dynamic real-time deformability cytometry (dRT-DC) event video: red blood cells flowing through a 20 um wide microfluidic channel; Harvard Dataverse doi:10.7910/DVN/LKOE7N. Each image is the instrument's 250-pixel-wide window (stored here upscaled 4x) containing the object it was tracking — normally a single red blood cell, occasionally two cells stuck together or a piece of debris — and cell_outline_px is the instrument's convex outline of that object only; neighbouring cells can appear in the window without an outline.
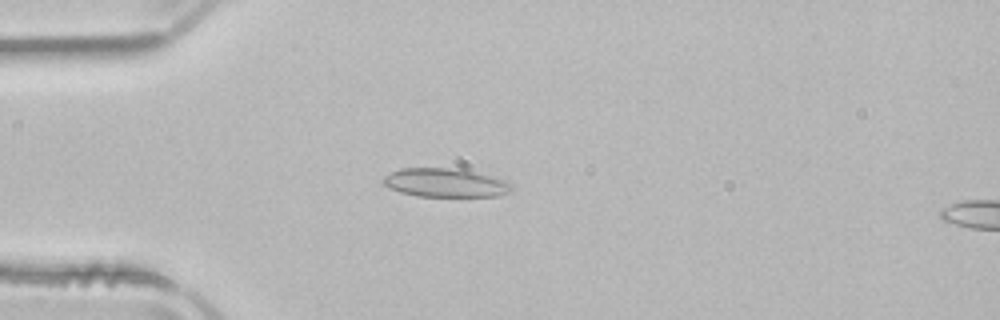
{"species": "common noctule bat (a hibernating species)", "species_latin": "Nyctalus noctula", "temperature_condition": "room temperature", "stored_images_in_passage": 46, "camera_frame_rate_fps": 3000, "um_per_image_px": 0.085, "animal": {"sex": "male", "body_mass_g": 21.5, "forearm_length_mm": 52.0}, "frame": {"image": 1, "passage_image": 8, "time_ms": 2.333, "image_size_px": [1000, 320], "cell_outline_px": [[516, 188], [512, 192], [496, 196], [416, 196], [400, 192], [388, 188], [380, 180], [384, 176], [400, 168], [448, 168], [472, 172], [504, 180], [512, 184]], "centroid_in_image_um": [37.83, 15.55], "position_along_channel_um": 47.2, "area_um2": 21.39}}
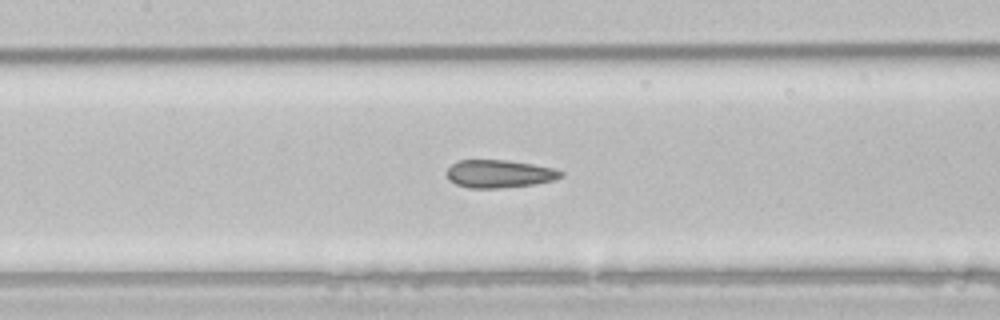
{"frame": {"image": 2, "passage_image": 18, "time_ms": 5.667, "image_size_px": [1000, 320], "cell_outline_px": [[564, 176], [552, 180], [532, 184], [500, 188], [468, 188], [456, 184], [448, 180], [448, 168], [452, 164], [460, 160], [508, 160], [532, 164], [552, 168], [564, 172]], "centroid_in_image_um": [42.43, 14.77], "position_along_channel_um": 165.0, "area_um2": 18.38}}
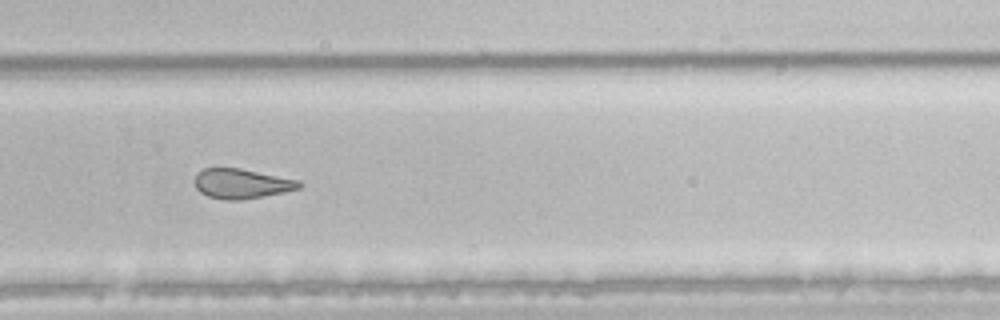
{"frame": {"image": 3, "passage_image": 29, "time_ms": 9.333, "image_size_px": [1000, 320], "cell_outline_px": [[304, 184], [300, 188], [284, 192], [244, 200], [224, 200], [208, 196], [200, 192], [196, 188], [192, 180], [204, 168], [240, 168], [300, 180]], "centroid_in_image_um": [20.55, 15.62], "position_along_channel_um": 309.3, "area_um2": 18.32}, "authors_computed_cell_mechanics": {"area_um2": 20.519, "velocity_mm_per_s": 3.9588, "shape_relaxation_time_tau1_ms": null, "shape_relaxation_time_tau2_ms": 2.2885, "deformation_change_tau1": null, "deformation_change_tau2": 0.0753}}